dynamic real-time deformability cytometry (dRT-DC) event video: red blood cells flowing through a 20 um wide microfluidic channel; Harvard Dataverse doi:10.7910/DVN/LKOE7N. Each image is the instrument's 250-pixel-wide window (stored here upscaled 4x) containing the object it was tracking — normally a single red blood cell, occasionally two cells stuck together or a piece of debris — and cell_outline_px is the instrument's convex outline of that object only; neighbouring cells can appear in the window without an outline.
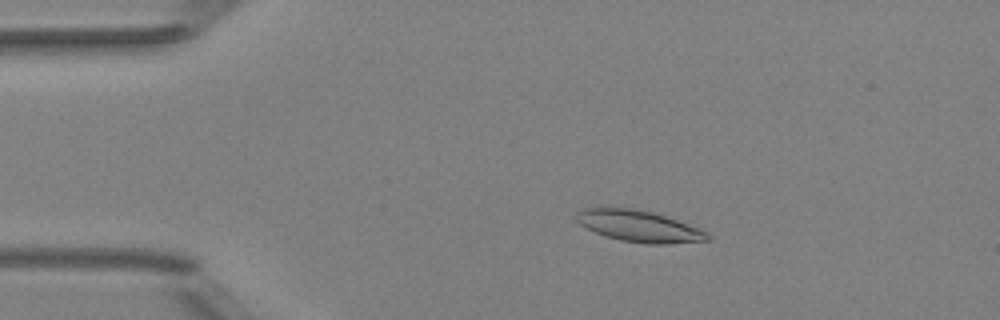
{"species": "Egyptian fruit bat (a non-hibernating species)", "species_latin": "Rousettus aegyptiacus", "temperature_condition": "room temperature", "stored_images_in_passage": 51, "camera_frame_rate_fps": 3000, "um_per_image_px": 0.085, "animal": {"sex": "female"}, "frame": {"image": 1, "passage_image": 10, "time_ms": 3.0, "image_size_px": [1000, 320], "cell_outline_px": [[712, 240], [664, 244], [648, 244], [620, 240], [604, 236], [580, 224], [576, 220], [576, 212], [580, 208], [632, 208], [652, 212], [700, 228], [708, 232], [712, 236]], "centroid_in_image_um": [54.34, 19.23], "position_along_channel_um": 30.7, "area_um2": 23.99}}
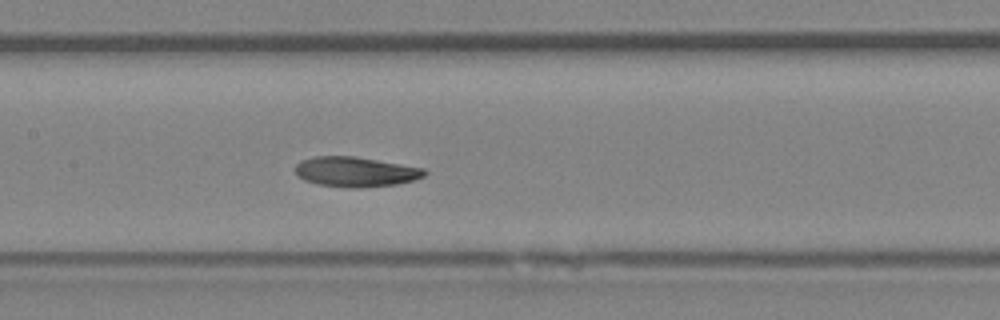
{"frame": {"image": 2, "passage_image": 25, "time_ms": 8.0, "image_size_px": [1000, 320], "cell_outline_px": [[428, 172], [424, 176], [412, 180], [396, 184], [356, 188], [348, 188], [320, 184], [304, 180], [296, 172], [296, 164], [300, 160], [316, 156], [356, 156], [424, 168]], "centroid_in_image_um": [30.23, 14.59], "position_along_channel_um": 177.2, "area_um2": 22.43}}
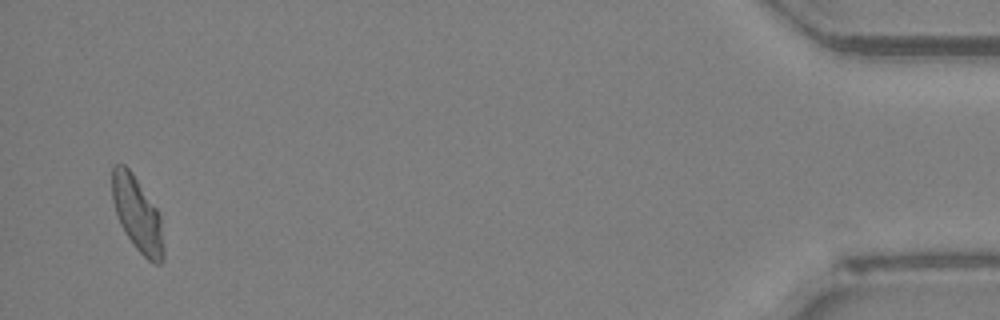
{"frame": {"image": 3, "passage_image": 50, "time_ms": 16.333, "image_size_px": [1000, 320], "cell_outline_px": [[164, 260], [160, 264], [156, 264], [148, 260], [136, 248], [120, 224], [112, 200], [112, 168], [116, 164], [124, 164], [132, 172], [156, 208], [160, 216], [164, 248]], "centroid_in_image_um": [11.68, 18.21], "position_along_channel_um": 423.5, "area_um2": 22.14}, "authors_computed_cell_mechanics": {"area_um2": 22.831, "velocity_mm_per_s": 3.9942, "shape_relaxation_time_tau1_ms": 7.3594, "shape_relaxation_time_tau2_ms": 4.4533, "deformation_change_tau1": 0.1815, "deformation_change_tau2": 0.0863}}